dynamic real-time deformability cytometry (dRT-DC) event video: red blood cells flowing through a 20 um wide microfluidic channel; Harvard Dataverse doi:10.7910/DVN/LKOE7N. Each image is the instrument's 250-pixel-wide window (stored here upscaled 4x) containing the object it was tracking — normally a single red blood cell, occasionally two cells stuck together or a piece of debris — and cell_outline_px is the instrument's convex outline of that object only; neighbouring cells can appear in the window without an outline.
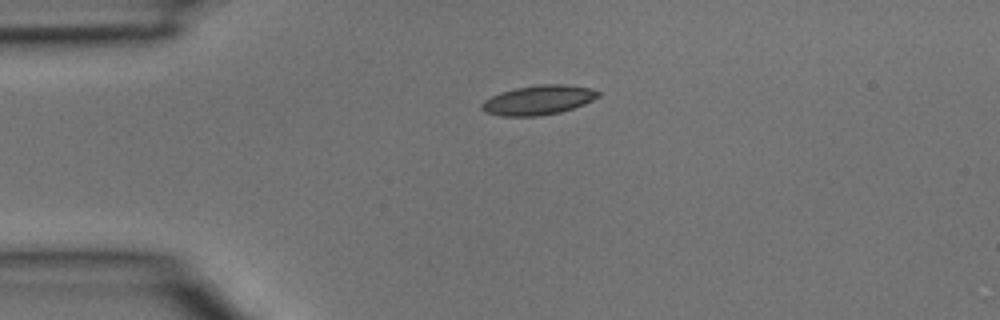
{"species": "common noctule bat (a hibernating species)", "species_latin": "Nyctalus noctula", "temperature_condition": "room temperature", "stored_images_in_passage": 2, "camera_frame_rate_fps": 3000, "um_per_image_px": 0.085, "animal": {"sex": "male", "body_mass_g": 15.6}, "frame": {"image": 1, "passage_image": 1, "time_ms": 0.0, "image_size_px": [1000, 320], "cell_outline_px": [[600, 96], [584, 104], [560, 112], [540, 116], [500, 116], [484, 112], [480, 108], [480, 104], [484, 100], [500, 92], [516, 88], [540, 84], [564, 84], [592, 88], [600, 92]], "centroid_in_image_um": [45.74, 8.5], "position_along_channel_um": 39.3, "area_um2": 20.11}}
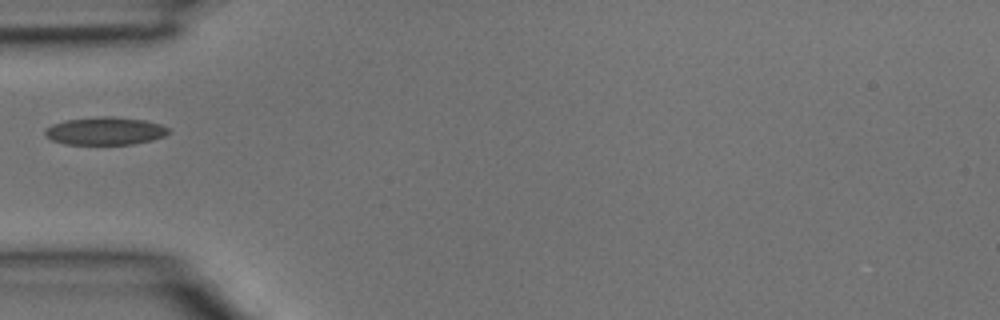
{"frame": {"image": 2, "passage_image": 2, "time_ms": 0.333, "image_size_px": [1000, 320], "cell_outline_px": [[172, 132], [164, 136], [152, 140], [132, 144], [64, 144], [52, 140], [44, 136], [44, 128], [52, 124], [64, 120], [100, 116], [112, 116], [144, 120], [160, 124], [168, 128]], "centroid_in_image_um": [8.91, 11.13], "position_along_channel_um": 76.1, "area_um2": 20.23}}